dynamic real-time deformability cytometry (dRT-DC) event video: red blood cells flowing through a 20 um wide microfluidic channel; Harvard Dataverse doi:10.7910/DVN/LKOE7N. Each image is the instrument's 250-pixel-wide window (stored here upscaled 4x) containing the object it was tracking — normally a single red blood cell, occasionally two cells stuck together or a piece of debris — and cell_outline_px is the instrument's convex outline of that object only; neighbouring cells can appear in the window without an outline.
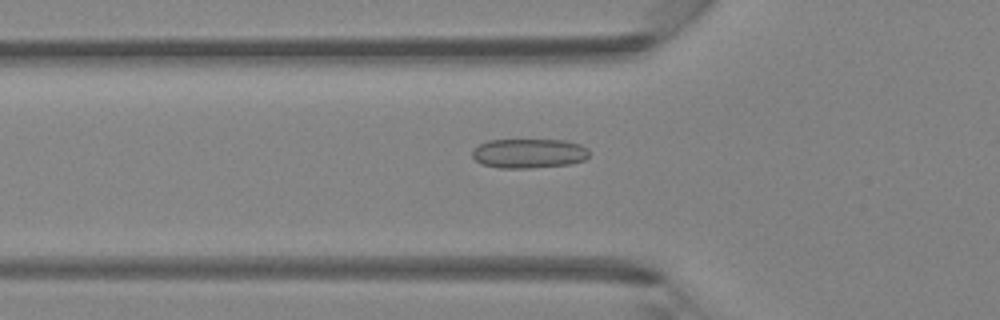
{"species": "Egyptian fruit bat (a non-hibernating species)", "species_latin": "Rousettus aegyptiacus", "temperature_condition": "room temperature", "stored_images_in_passage": 45, "camera_frame_rate_fps": 3000, "um_per_image_px": 0.085, "animal": {"sex": "female"}, "frame": {"image": 1, "passage_image": 16, "time_ms": 5.0, "image_size_px": [1000, 320], "cell_outline_px": [[588, 156], [584, 160], [572, 164], [532, 168], [500, 168], [480, 164], [472, 156], [472, 148], [488, 140], [564, 140], [580, 144], [588, 148]], "centroid_in_image_um": [44.94, 13.04], "position_along_channel_um": 80.9, "area_um2": 20.29}}
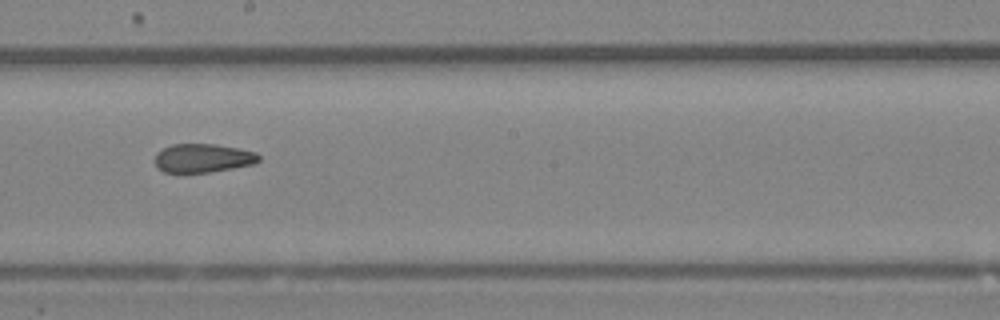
{"frame": {"image": 2, "passage_image": 26, "time_ms": 8.333, "image_size_px": [1000, 320], "cell_outline_px": [[260, 160], [252, 164], [232, 168], [208, 172], [164, 172], [156, 168], [152, 160], [156, 152], [172, 144], [216, 144], [256, 152], [260, 156]], "centroid_in_image_um": [17.18, 13.43], "position_along_channel_um": 231.0, "area_um2": 17.46}}
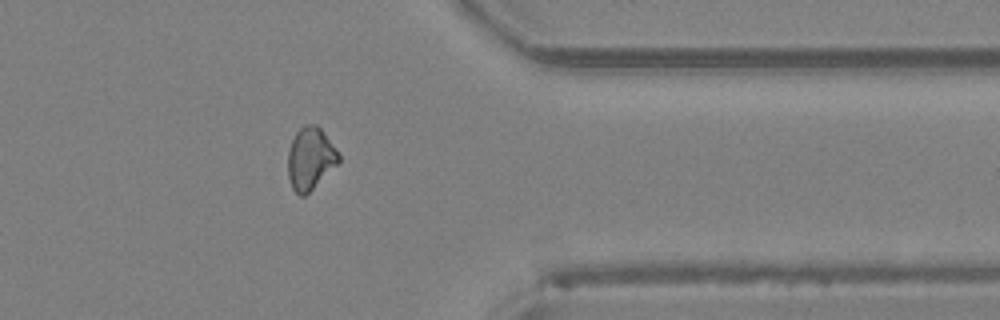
{"frame": {"image": 3, "passage_image": 37, "time_ms": 12.0, "image_size_px": [1000, 320], "cell_outline_px": [[340, 160], [304, 196], [300, 196], [292, 188], [288, 176], [288, 152], [292, 140], [296, 132], [304, 124], [316, 124], [320, 128], [340, 156]], "centroid_in_image_um": [26.34, 13.46], "position_along_channel_um": 385.1, "area_um2": 17.86}}